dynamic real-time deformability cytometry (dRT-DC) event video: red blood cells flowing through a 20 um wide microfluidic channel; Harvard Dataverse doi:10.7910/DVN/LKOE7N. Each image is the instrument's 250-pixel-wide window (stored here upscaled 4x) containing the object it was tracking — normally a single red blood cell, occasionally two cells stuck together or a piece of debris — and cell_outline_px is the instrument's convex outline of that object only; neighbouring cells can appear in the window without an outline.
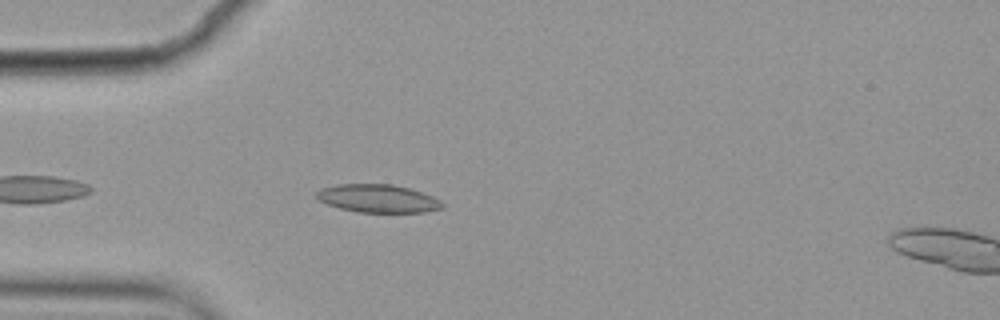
{"species": "common noctule bat (a hibernating species)", "species_latin": "Nyctalus noctula", "temperature_condition": "cold", "stored_images_in_passage": 5, "camera_frame_rate_fps": 3000, "um_per_image_px": 0.085, "animal": {"sex": "female", "body_mass_g": 19.9}, "frame": {"image": 1, "passage_image": 4, "time_ms": 1.0, "image_size_px": [1000, 320], "cell_outline_px": [[444, 208], [424, 212], [356, 212], [340, 208], [328, 204], [320, 200], [316, 196], [316, 192], [320, 188], [336, 184], [392, 184], [408, 188], [432, 196], [440, 200], [444, 204]], "centroid_in_image_um": [32.12, 16.87], "position_along_channel_um": 52.9, "area_um2": 20.52}}